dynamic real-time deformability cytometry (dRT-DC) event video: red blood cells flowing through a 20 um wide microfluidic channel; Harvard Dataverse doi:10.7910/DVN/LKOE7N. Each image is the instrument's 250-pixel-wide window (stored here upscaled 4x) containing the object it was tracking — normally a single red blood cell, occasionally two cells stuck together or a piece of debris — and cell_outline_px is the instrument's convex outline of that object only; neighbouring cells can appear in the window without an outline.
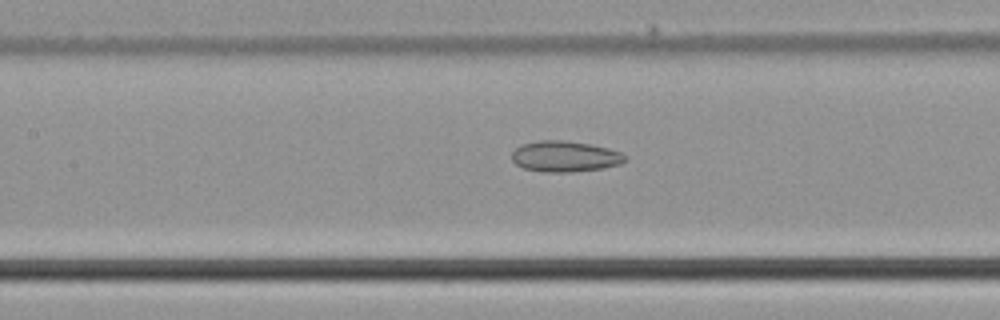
{"species": "common noctule bat (a hibernating species)", "species_latin": "Nyctalus noctula", "temperature_condition": "cold", "stored_images_in_passage": 17, "camera_frame_rate_fps": 3000, "um_per_image_px": 0.085, "animal": {"sex": "male", "body_mass_g": 21.5, "forearm_length_mm": 52.0}, "frame": {"image": 1, "passage_image": 15, "time_ms": 4.667, "image_size_px": [1000, 320], "cell_outline_px": [[628, 160], [620, 164], [604, 168], [572, 172], [544, 172], [524, 168], [516, 164], [512, 160], [512, 152], [520, 144], [540, 140], [564, 140], [592, 144], [608, 148], [620, 152], [628, 156]], "centroid_in_image_um": [48.05, 13.29], "position_along_channel_um": 159.4, "area_um2": 20.63}}